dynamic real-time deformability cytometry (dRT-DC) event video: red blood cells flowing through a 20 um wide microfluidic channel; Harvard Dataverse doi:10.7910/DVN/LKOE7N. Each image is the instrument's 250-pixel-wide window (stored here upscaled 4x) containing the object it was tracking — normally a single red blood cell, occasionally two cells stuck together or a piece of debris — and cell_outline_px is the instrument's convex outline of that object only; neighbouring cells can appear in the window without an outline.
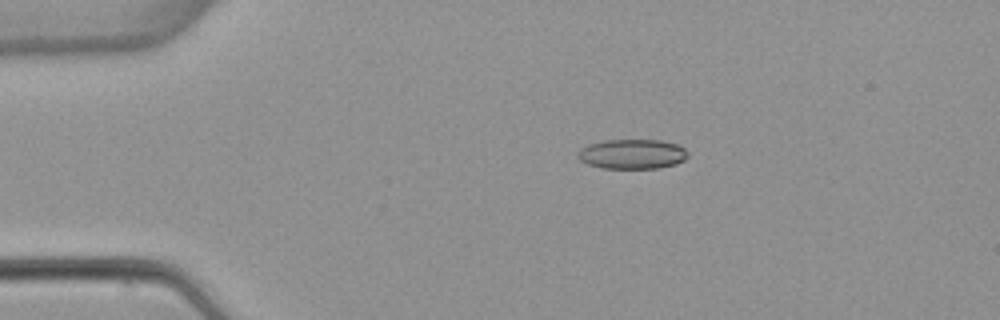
{"species": "common noctule bat (a hibernating species)", "species_latin": "Nyctalus noctula", "temperature_condition": "warm", "stored_images_in_passage": 6, "camera_frame_rate_fps": 3000, "um_per_image_px": 0.085, "animal": {"sex": "female", "body_mass_g": 22.7, "forearm_length_mm": 54.2}, "frame": {"image": 1, "passage_image": 3, "time_ms": 2.667, "image_size_px": [1000, 320], "cell_outline_px": [[688, 156], [684, 160], [676, 164], [656, 168], [600, 168], [588, 164], [580, 160], [576, 156], [576, 152], [580, 148], [588, 144], [604, 140], [660, 140], [676, 144], [684, 148], [688, 152]], "centroid_in_image_um": [53.7, 13.09], "position_along_channel_um": 31.3, "area_um2": 19.19}}
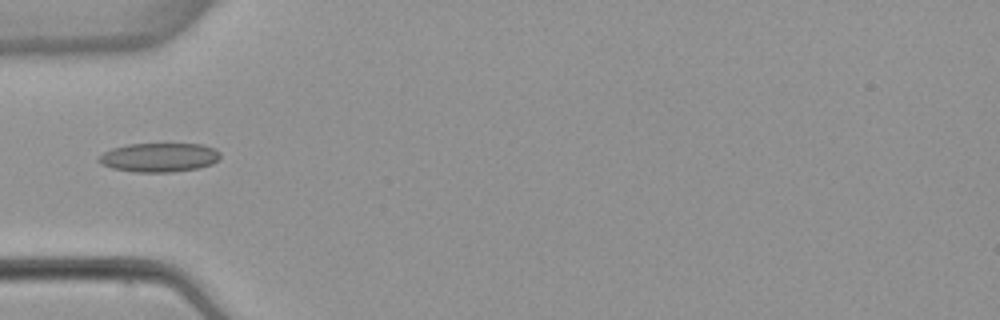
{"frame": {"image": 2, "passage_image": 5, "time_ms": 5.0, "image_size_px": [1000, 320], "cell_outline_px": [[220, 156], [212, 164], [200, 168], [172, 172], [132, 172], [112, 168], [100, 164], [96, 160], [96, 156], [112, 148], [128, 144], [200, 144], [212, 148], [220, 152]], "centroid_in_image_um": [13.47, 13.39], "position_along_channel_um": 71.5, "area_um2": 20.69}}
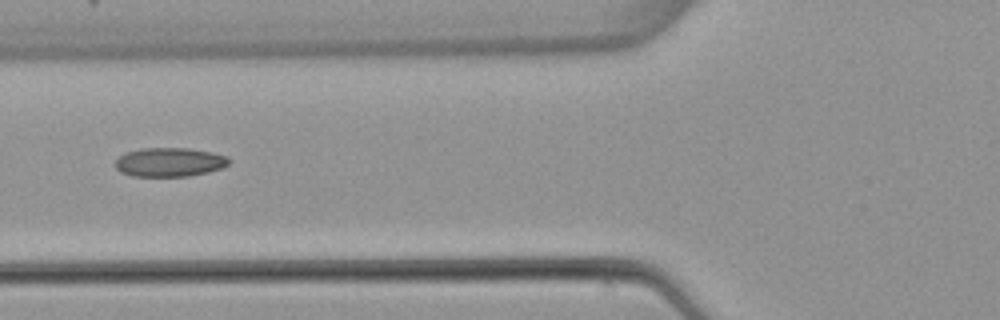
{"frame": {"image": 3, "passage_image": 6, "time_ms": 6.0, "image_size_px": [1000, 320], "cell_outline_px": [[232, 160], [224, 168], [208, 172], [188, 176], [132, 176], [120, 172], [116, 168], [116, 160], [124, 152], [140, 148], [188, 148], [212, 152], [228, 156]], "centroid_in_image_um": [14.44, 13.78], "position_along_channel_um": 111.4, "area_um2": 19.42}}